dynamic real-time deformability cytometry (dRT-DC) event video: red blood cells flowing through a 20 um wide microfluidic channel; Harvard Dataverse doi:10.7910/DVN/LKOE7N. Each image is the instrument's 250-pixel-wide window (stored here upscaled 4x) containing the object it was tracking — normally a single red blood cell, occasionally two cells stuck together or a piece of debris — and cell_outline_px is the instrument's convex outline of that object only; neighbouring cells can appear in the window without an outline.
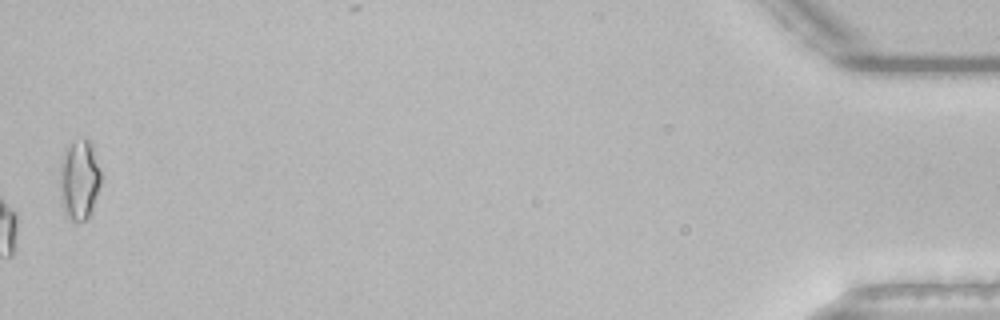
{"species": "common noctule bat (a hibernating species)", "species_latin": "Nyctalus noctula", "temperature_condition": "room temperature", "stored_images_in_passage": 38, "camera_frame_rate_fps": 3000, "um_per_image_px": 0.085, "animal": {"sex": "male", "body_mass_g": 21.5, "forearm_length_mm": 52.0}, "frame": {"image": 1, "passage_image": 38, "time_ms": 12.333, "image_size_px": [1000, 320], "cell_outline_px": [[100, 184], [92, 208], [88, 216], [84, 220], [72, 220], [64, 216], [60, 184], [60, 168], [64, 148], [72, 140], [88, 140], [92, 144], [100, 172]], "centroid_in_image_um": [6.71, 15.25], "position_along_channel_um": 428.5, "area_um2": 18.9}}